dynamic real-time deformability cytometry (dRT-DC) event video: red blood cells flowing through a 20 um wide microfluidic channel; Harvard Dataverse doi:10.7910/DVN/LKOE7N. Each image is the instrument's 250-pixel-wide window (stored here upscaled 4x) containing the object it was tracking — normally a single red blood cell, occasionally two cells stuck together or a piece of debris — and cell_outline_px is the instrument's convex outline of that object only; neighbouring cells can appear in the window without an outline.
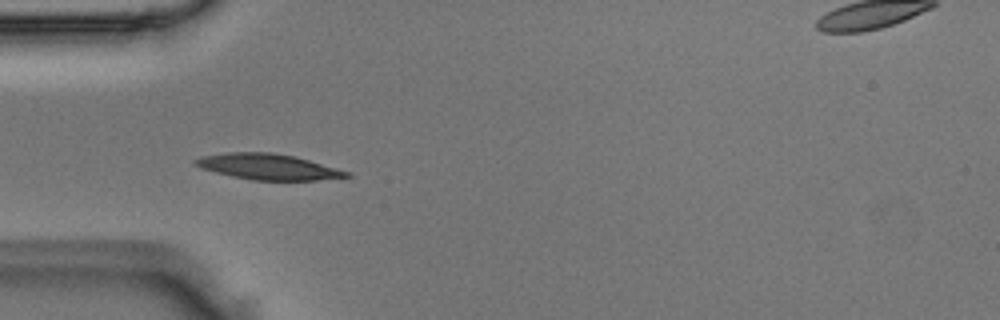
{"species": "Egyptian fruit bat (a non-hibernating species)", "species_latin": "Rousettus aegyptiacus", "temperature_condition": "room temperature", "stored_images_in_passage": 5, "camera_frame_rate_fps": 3000, "um_per_image_px": 0.085, "animal": {"sex": "male"}, "frame": {"image": 1, "passage_image": 4, "time_ms": 1.0, "image_size_px": [1000, 320], "cell_outline_px": [[352, 176], [316, 180], [252, 180], [232, 176], [200, 168], [192, 160], [200, 156], [228, 152], [272, 152], [296, 156], [352, 172]], "centroid_in_image_um": [22.81, 14.16], "position_along_channel_um": 62.2, "area_um2": 22.83}}
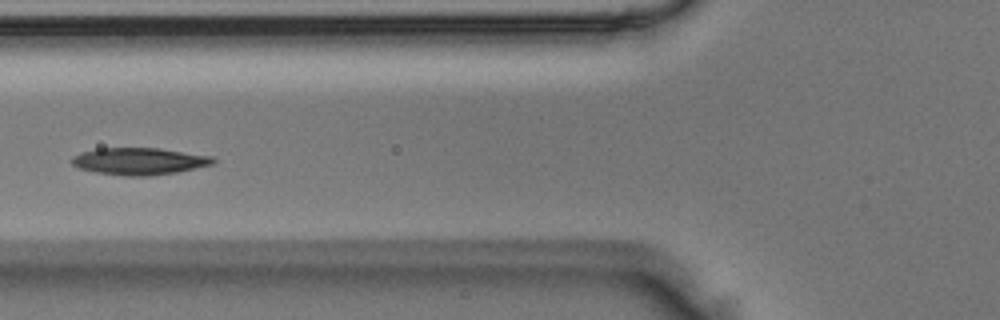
{"frame": {"image": 2, "passage_image": 5, "time_ms": 1.333, "image_size_px": [1000, 320], "cell_outline_px": [[216, 160], [212, 164], [176, 172], [148, 176], [124, 176], [96, 172], [80, 168], [72, 164], [72, 156], [80, 152], [96, 148], [160, 148], [212, 156]], "centroid_in_image_um": [11.81, 13.7], "position_along_channel_um": 114.0, "area_um2": 22.2}}